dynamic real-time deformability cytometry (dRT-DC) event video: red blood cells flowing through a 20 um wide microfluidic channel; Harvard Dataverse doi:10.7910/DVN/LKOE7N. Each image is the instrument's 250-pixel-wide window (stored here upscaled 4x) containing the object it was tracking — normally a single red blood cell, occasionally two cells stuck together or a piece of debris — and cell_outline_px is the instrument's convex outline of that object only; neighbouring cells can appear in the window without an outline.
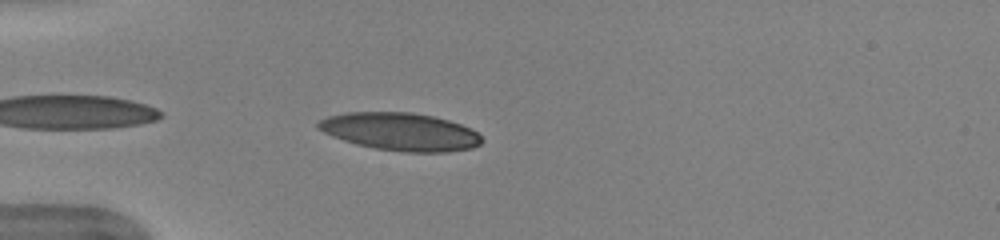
{"species": "human", "species_latin": "Homo sapiens", "temperature_condition": "warm", "stored_images_in_passage": 35, "camera_frame_rate_fps": 3000, "um_per_image_px": 0.085, "donor": {"sex": "female"}, "frame": {"image": 1, "passage_image": 2, "time_ms": 0.333, "image_size_px": [1000, 240], "cell_outline_px": [[484, 140], [480, 144], [472, 148], [448, 152], [404, 152], [376, 148], [356, 144], [332, 136], [316, 128], [316, 124], [320, 120], [328, 116], [344, 112], [412, 112], [432, 116], [448, 120], [460, 124], [476, 132]], "centroid_in_image_um": [34.01, 11.19], "position_along_channel_um": 51.0, "area_um2": 35.95}}
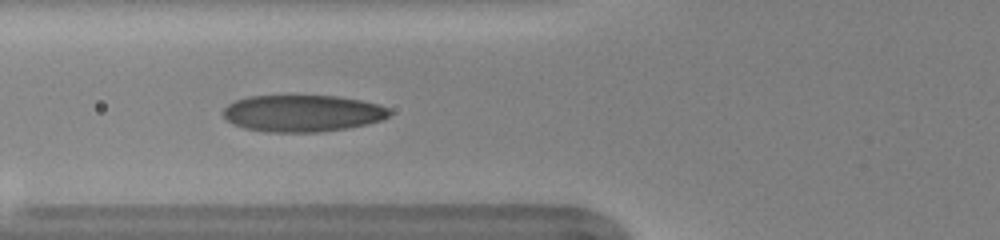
{"frame": {"image": 2, "passage_image": 7, "time_ms": 2.0, "image_size_px": [1000, 240], "cell_outline_px": [[392, 112], [388, 116], [380, 120], [348, 128], [320, 132], [264, 132], [244, 128], [232, 124], [224, 116], [224, 108], [228, 104], [236, 100], [248, 96], [336, 96], [360, 100], [376, 104], [388, 108]], "centroid_in_image_um": [25.68, 9.64], "position_along_channel_um": 100.1, "area_um2": 35.49}}
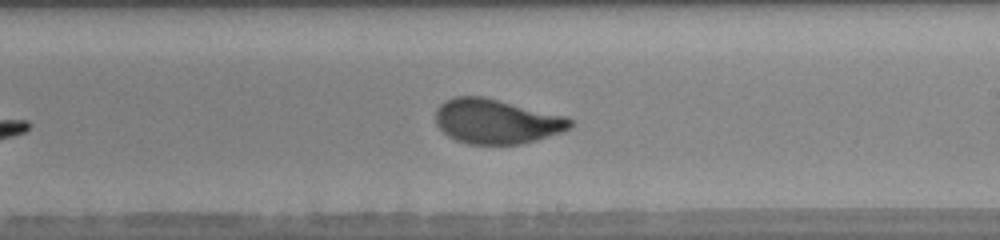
{"frame": {"image": 3, "passage_image": 18, "time_ms": 5.667, "image_size_px": [1000, 240], "cell_outline_px": [[572, 124], [564, 132], [536, 140], [520, 144], [468, 144], [456, 140], [448, 136], [436, 124], [436, 108], [444, 100], [456, 96], [484, 96], [568, 116], [572, 120]], "centroid_in_image_um": [42.21, 10.3], "position_along_channel_um": 246.8, "area_um2": 35.32}, "authors_computed_cell_mechanics": {"area_um2": 35.258, "velocity_mm_per_s": 3.9922, "shape_relaxation_time_tau1_ms": 4.5833, "shape_relaxation_time_tau2_ms": null, "deformation_change_tau1": 0.1836, "deformation_change_tau2": null}}